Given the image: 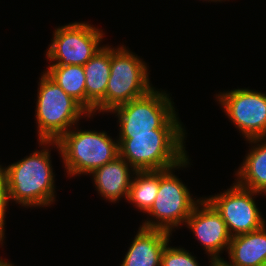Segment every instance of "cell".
Masks as SVG:
<instances>
[{
    "label": "cell",
    "mask_w": 266,
    "mask_h": 266,
    "mask_svg": "<svg viewBox=\"0 0 266 266\" xmlns=\"http://www.w3.org/2000/svg\"><path fill=\"white\" fill-rule=\"evenodd\" d=\"M40 150L5 166V179L11 203L25 208H44L55 204L56 185L51 149L56 141H38ZM51 147V148H50Z\"/></svg>",
    "instance_id": "6da1fadb"
},
{
    "label": "cell",
    "mask_w": 266,
    "mask_h": 266,
    "mask_svg": "<svg viewBox=\"0 0 266 266\" xmlns=\"http://www.w3.org/2000/svg\"><path fill=\"white\" fill-rule=\"evenodd\" d=\"M186 129H155L152 133L129 134L119 144V155L136 171L170 169L189 155Z\"/></svg>",
    "instance_id": "7a4b0ae2"
},
{
    "label": "cell",
    "mask_w": 266,
    "mask_h": 266,
    "mask_svg": "<svg viewBox=\"0 0 266 266\" xmlns=\"http://www.w3.org/2000/svg\"><path fill=\"white\" fill-rule=\"evenodd\" d=\"M172 100L167 90L154 87L144 96L111 110L110 115L118 119V143L129 134L152 133L155 129H185Z\"/></svg>",
    "instance_id": "3957f363"
},
{
    "label": "cell",
    "mask_w": 266,
    "mask_h": 266,
    "mask_svg": "<svg viewBox=\"0 0 266 266\" xmlns=\"http://www.w3.org/2000/svg\"><path fill=\"white\" fill-rule=\"evenodd\" d=\"M73 126L56 142L64 171L69 177L90 175L119 156V143L104 130H83Z\"/></svg>",
    "instance_id": "277c9868"
},
{
    "label": "cell",
    "mask_w": 266,
    "mask_h": 266,
    "mask_svg": "<svg viewBox=\"0 0 266 266\" xmlns=\"http://www.w3.org/2000/svg\"><path fill=\"white\" fill-rule=\"evenodd\" d=\"M190 160L188 156L173 168L159 170L157 196L151 208L145 213L148 218L142 221L141 227L160 229L173 234L175 229L185 225L195 206L204 197L192 196L187 185L174 174L177 169L179 171L191 166Z\"/></svg>",
    "instance_id": "5b68a950"
},
{
    "label": "cell",
    "mask_w": 266,
    "mask_h": 266,
    "mask_svg": "<svg viewBox=\"0 0 266 266\" xmlns=\"http://www.w3.org/2000/svg\"><path fill=\"white\" fill-rule=\"evenodd\" d=\"M39 80L34 115L37 141H57L81 119L93 118L44 71Z\"/></svg>",
    "instance_id": "8992f818"
},
{
    "label": "cell",
    "mask_w": 266,
    "mask_h": 266,
    "mask_svg": "<svg viewBox=\"0 0 266 266\" xmlns=\"http://www.w3.org/2000/svg\"><path fill=\"white\" fill-rule=\"evenodd\" d=\"M149 66L128 46L110 45V76L106 89V113L117 106L144 96L154 87Z\"/></svg>",
    "instance_id": "52a82bcc"
},
{
    "label": "cell",
    "mask_w": 266,
    "mask_h": 266,
    "mask_svg": "<svg viewBox=\"0 0 266 266\" xmlns=\"http://www.w3.org/2000/svg\"><path fill=\"white\" fill-rule=\"evenodd\" d=\"M105 32L89 22H71L55 27L45 51L49 65L84 66L105 44Z\"/></svg>",
    "instance_id": "ba28073f"
},
{
    "label": "cell",
    "mask_w": 266,
    "mask_h": 266,
    "mask_svg": "<svg viewBox=\"0 0 266 266\" xmlns=\"http://www.w3.org/2000/svg\"><path fill=\"white\" fill-rule=\"evenodd\" d=\"M231 185L224 192L204 197L221 215L230 235L233 237L262 228L266 220L255 198L264 194L241 187L235 181Z\"/></svg>",
    "instance_id": "9c48e42d"
},
{
    "label": "cell",
    "mask_w": 266,
    "mask_h": 266,
    "mask_svg": "<svg viewBox=\"0 0 266 266\" xmlns=\"http://www.w3.org/2000/svg\"><path fill=\"white\" fill-rule=\"evenodd\" d=\"M215 100L245 140L266 137V93L248 88L218 92Z\"/></svg>",
    "instance_id": "30bf717a"
},
{
    "label": "cell",
    "mask_w": 266,
    "mask_h": 266,
    "mask_svg": "<svg viewBox=\"0 0 266 266\" xmlns=\"http://www.w3.org/2000/svg\"><path fill=\"white\" fill-rule=\"evenodd\" d=\"M208 255L209 264L221 261L227 252L232 236L216 209L203 197L185 223ZM210 257V258H209Z\"/></svg>",
    "instance_id": "8fae6325"
},
{
    "label": "cell",
    "mask_w": 266,
    "mask_h": 266,
    "mask_svg": "<svg viewBox=\"0 0 266 266\" xmlns=\"http://www.w3.org/2000/svg\"><path fill=\"white\" fill-rule=\"evenodd\" d=\"M135 172L136 170L119 155L95 169L89 176L92 177L98 195L103 200L115 204L122 198L127 200Z\"/></svg>",
    "instance_id": "7c38bea8"
},
{
    "label": "cell",
    "mask_w": 266,
    "mask_h": 266,
    "mask_svg": "<svg viewBox=\"0 0 266 266\" xmlns=\"http://www.w3.org/2000/svg\"><path fill=\"white\" fill-rule=\"evenodd\" d=\"M86 111L106 113V89L110 76V45L105 44L84 66Z\"/></svg>",
    "instance_id": "4fadbf2b"
},
{
    "label": "cell",
    "mask_w": 266,
    "mask_h": 266,
    "mask_svg": "<svg viewBox=\"0 0 266 266\" xmlns=\"http://www.w3.org/2000/svg\"><path fill=\"white\" fill-rule=\"evenodd\" d=\"M172 236L164 230L140 226L120 266H160L163 249Z\"/></svg>",
    "instance_id": "5bb4252c"
},
{
    "label": "cell",
    "mask_w": 266,
    "mask_h": 266,
    "mask_svg": "<svg viewBox=\"0 0 266 266\" xmlns=\"http://www.w3.org/2000/svg\"><path fill=\"white\" fill-rule=\"evenodd\" d=\"M249 150L235 172L241 187L266 195V137L247 139Z\"/></svg>",
    "instance_id": "9a60e30c"
},
{
    "label": "cell",
    "mask_w": 266,
    "mask_h": 266,
    "mask_svg": "<svg viewBox=\"0 0 266 266\" xmlns=\"http://www.w3.org/2000/svg\"><path fill=\"white\" fill-rule=\"evenodd\" d=\"M226 266H261L266 263V224L249 233L233 236L227 251Z\"/></svg>",
    "instance_id": "2e32d148"
},
{
    "label": "cell",
    "mask_w": 266,
    "mask_h": 266,
    "mask_svg": "<svg viewBox=\"0 0 266 266\" xmlns=\"http://www.w3.org/2000/svg\"><path fill=\"white\" fill-rule=\"evenodd\" d=\"M44 72L86 110V77L82 65H49Z\"/></svg>",
    "instance_id": "e0dca14e"
},
{
    "label": "cell",
    "mask_w": 266,
    "mask_h": 266,
    "mask_svg": "<svg viewBox=\"0 0 266 266\" xmlns=\"http://www.w3.org/2000/svg\"><path fill=\"white\" fill-rule=\"evenodd\" d=\"M159 189V170L136 171L131 181L127 202L143 214L154 203Z\"/></svg>",
    "instance_id": "ac0fdd59"
},
{
    "label": "cell",
    "mask_w": 266,
    "mask_h": 266,
    "mask_svg": "<svg viewBox=\"0 0 266 266\" xmlns=\"http://www.w3.org/2000/svg\"><path fill=\"white\" fill-rule=\"evenodd\" d=\"M192 252L180 246H170L166 244L161 255L160 266H200ZM213 266V264H209Z\"/></svg>",
    "instance_id": "d6986e66"
},
{
    "label": "cell",
    "mask_w": 266,
    "mask_h": 266,
    "mask_svg": "<svg viewBox=\"0 0 266 266\" xmlns=\"http://www.w3.org/2000/svg\"><path fill=\"white\" fill-rule=\"evenodd\" d=\"M9 190L6 179L0 184V247L5 243L6 212L10 203Z\"/></svg>",
    "instance_id": "ffe728a7"
},
{
    "label": "cell",
    "mask_w": 266,
    "mask_h": 266,
    "mask_svg": "<svg viewBox=\"0 0 266 266\" xmlns=\"http://www.w3.org/2000/svg\"><path fill=\"white\" fill-rule=\"evenodd\" d=\"M0 266H17V265H14V263H11V261L8 259H2V257L0 256Z\"/></svg>",
    "instance_id": "44dd1931"
},
{
    "label": "cell",
    "mask_w": 266,
    "mask_h": 266,
    "mask_svg": "<svg viewBox=\"0 0 266 266\" xmlns=\"http://www.w3.org/2000/svg\"><path fill=\"white\" fill-rule=\"evenodd\" d=\"M5 180V167L0 165V184Z\"/></svg>",
    "instance_id": "7402d4cb"
},
{
    "label": "cell",
    "mask_w": 266,
    "mask_h": 266,
    "mask_svg": "<svg viewBox=\"0 0 266 266\" xmlns=\"http://www.w3.org/2000/svg\"><path fill=\"white\" fill-rule=\"evenodd\" d=\"M213 266H226L222 261H215Z\"/></svg>",
    "instance_id": "603a6c76"
},
{
    "label": "cell",
    "mask_w": 266,
    "mask_h": 266,
    "mask_svg": "<svg viewBox=\"0 0 266 266\" xmlns=\"http://www.w3.org/2000/svg\"><path fill=\"white\" fill-rule=\"evenodd\" d=\"M200 1H202V0H200ZM204 1H207V2H224V1H226V0H203V2ZM227 1H229V0H227Z\"/></svg>",
    "instance_id": "cb8c5ba5"
}]
</instances>
